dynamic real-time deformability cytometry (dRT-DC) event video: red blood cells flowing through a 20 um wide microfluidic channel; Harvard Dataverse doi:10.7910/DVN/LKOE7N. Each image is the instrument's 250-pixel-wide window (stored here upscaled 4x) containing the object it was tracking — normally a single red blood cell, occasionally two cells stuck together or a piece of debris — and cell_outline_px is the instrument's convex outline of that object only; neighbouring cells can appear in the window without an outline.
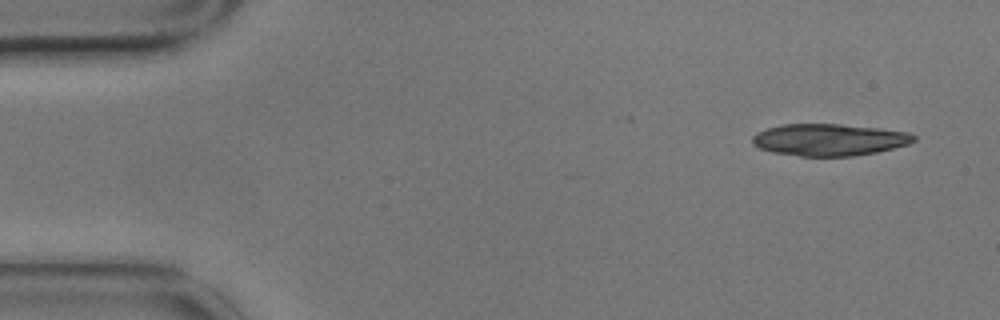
{"species": "common noctule bat (a hibernating species)", "species_latin": "Nyctalus noctula", "temperature_condition": "cold", "stored_images_in_passage": 5, "camera_frame_rate_fps": 3000, "um_per_image_px": 0.085, "animal": {"sex": "male", "body_mass_g": 17.9}, "frame": {"image": 1, "passage_image": 1, "time_ms": 0.0, "image_size_px": [1000, 320], "cell_outline_px": [[916, 140], [908, 144], [876, 152], [852, 156], [800, 156], [772, 152], [760, 148], [752, 144], [752, 136], [756, 132], [780, 124], [840, 124], [876, 128], [908, 132], [916, 136]], "centroid_in_image_um": [70.44, 11.88], "position_along_channel_um": 14.6, "area_um2": 29.94}}